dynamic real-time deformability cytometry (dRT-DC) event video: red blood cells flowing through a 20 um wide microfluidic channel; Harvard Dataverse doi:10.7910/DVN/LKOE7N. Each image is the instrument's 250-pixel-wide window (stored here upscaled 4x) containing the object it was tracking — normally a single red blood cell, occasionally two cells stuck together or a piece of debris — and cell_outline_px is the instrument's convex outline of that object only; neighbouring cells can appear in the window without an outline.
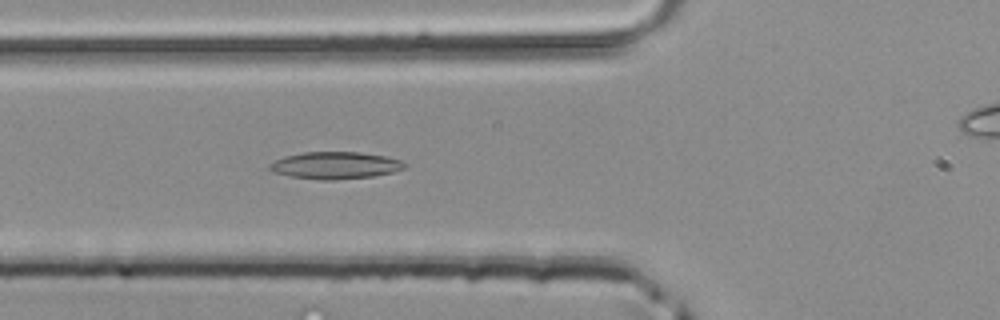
{"species": "common noctule bat (a hibernating species)", "species_latin": "Nyctalus noctula", "temperature_condition": "room temperature", "stored_images_in_passage": 47, "camera_frame_rate_fps": 3000, "um_per_image_px": 0.085, "animal": {"sex": "male", "body_mass_g": 20.4}, "frame": {"image": 1, "passage_image": 17, "time_ms": 5.333, "image_size_px": [1000, 320], "cell_outline_px": [[408, 164], [404, 168], [392, 172], [372, 176], [332, 180], [320, 180], [288, 176], [272, 172], [268, 168], [268, 164], [284, 156], [304, 152], [360, 152], [384, 156], [404, 160]], "centroid_in_image_um": [28.48, 14.05], "position_along_channel_um": 97.3, "area_um2": 21.44}}
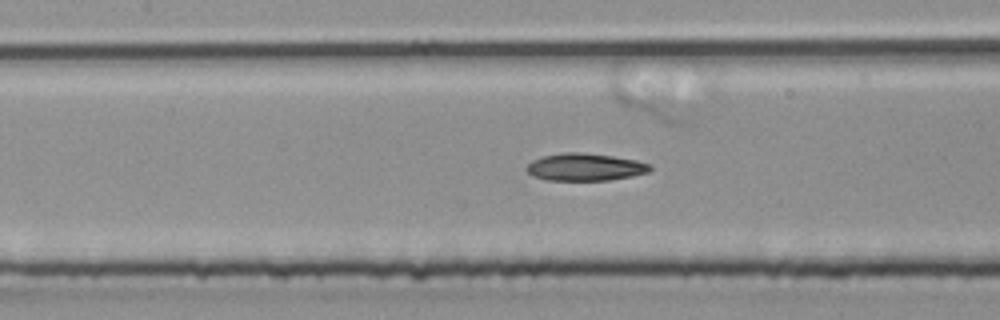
{"frame": {"image": 2, "passage_image": 21, "time_ms": 6.667, "image_size_px": [1000, 320], "cell_outline_px": [[652, 168], [648, 172], [632, 176], [608, 180], [544, 180], [532, 176], [524, 168], [532, 160], [544, 156], [564, 152], [580, 152], [612, 156], [636, 160], [652, 164]], "centroid_in_image_um": [49.72, 14.2], "position_along_channel_um": 157.7, "area_um2": 19.77}}
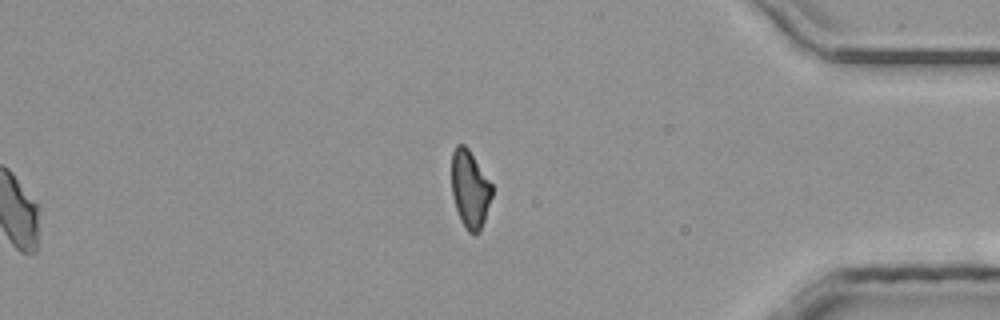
{"frame": {"image": 3, "passage_image": 39, "time_ms": 12.667, "image_size_px": [1000, 320], "cell_outline_px": [[492, 196], [480, 232], [476, 236], [472, 236], [468, 232], [460, 220], [452, 196], [452, 152], [456, 144], [464, 144], [468, 148], [492, 184]], "centroid_in_image_um": [39.94, 16.11], "position_along_channel_um": 395.3, "area_um2": 18.38}}